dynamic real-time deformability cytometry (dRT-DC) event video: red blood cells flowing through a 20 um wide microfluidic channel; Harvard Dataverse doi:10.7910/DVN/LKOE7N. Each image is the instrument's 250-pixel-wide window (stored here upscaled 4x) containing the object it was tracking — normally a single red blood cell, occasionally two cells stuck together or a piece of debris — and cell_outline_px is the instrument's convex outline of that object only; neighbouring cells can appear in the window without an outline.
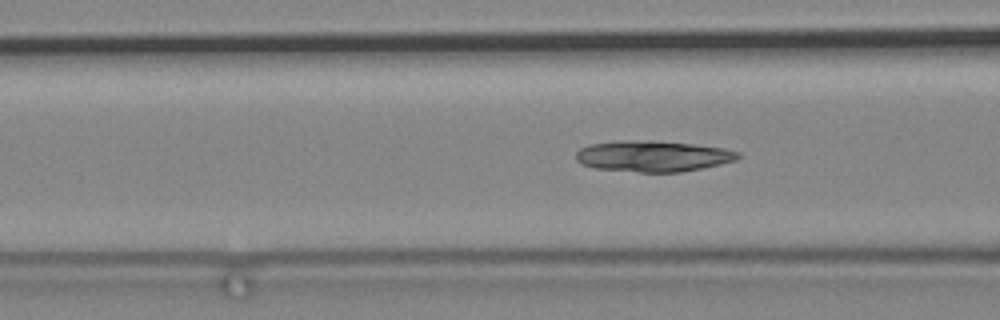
{"species": "common noctule bat (a hibernating species)", "species_latin": "Nyctalus noctula", "temperature_condition": "cold", "stored_images_in_passage": 53, "camera_frame_rate_fps": 3000, "um_per_image_px": 0.085, "animal": {"sex": "male", "body_mass_g": 19.2, "forearm_length_mm": 51.8}, "frame": {"image": 1, "passage_image": 12, "time_ms": 3.667, "image_size_px": [1000, 320], "cell_outline_px": [[744, 156], [736, 160], [720, 164], [680, 172], [640, 172], [596, 168], [580, 164], [576, 160], [576, 152], [580, 148], [588, 144], [620, 140], [652, 140], [692, 144], [724, 148], [740, 152]], "centroid_in_image_um": [55.49, 13.26], "position_along_channel_um": 111.1, "area_um2": 29.48}}
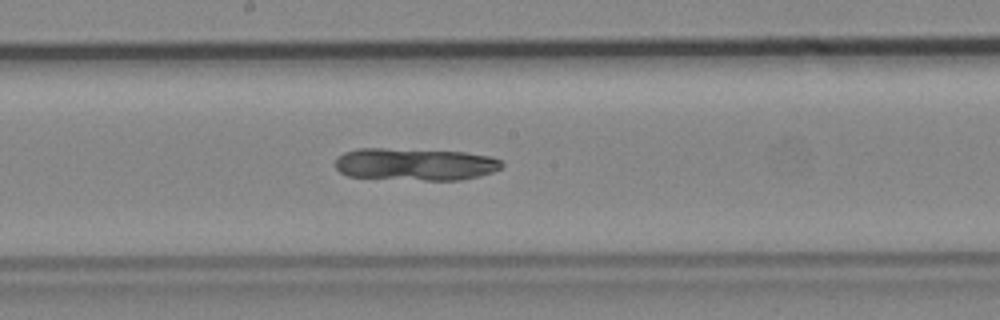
{"frame": {"image": 2, "passage_image": 22, "time_ms": 7.0, "image_size_px": [1000, 320], "cell_outline_px": [[504, 164], [500, 168], [492, 172], [480, 176], [460, 180], [424, 180], [348, 176], [340, 172], [336, 168], [336, 156], [344, 152], [356, 148], [384, 148], [464, 152], [492, 156], [500, 160]], "centroid_in_image_um": [35.28, 13.95], "position_along_channel_um": 212.9, "area_um2": 31.44}}
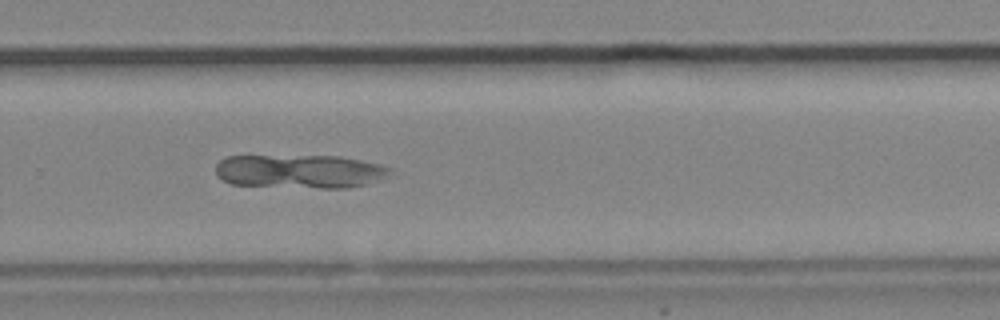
{"frame": {"image": 3, "passage_image": 31, "time_ms": 10.0, "image_size_px": [1000, 320], "cell_outline_px": [[392, 168], [388, 176], [364, 184], [348, 188], [320, 188], [232, 184], [216, 176], [216, 164], [224, 156], [340, 156], [384, 164]], "centroid_in_image_um": [25.5, 14.55], "position_along_channel_um": 304.3, "area_um2": 34.33}}